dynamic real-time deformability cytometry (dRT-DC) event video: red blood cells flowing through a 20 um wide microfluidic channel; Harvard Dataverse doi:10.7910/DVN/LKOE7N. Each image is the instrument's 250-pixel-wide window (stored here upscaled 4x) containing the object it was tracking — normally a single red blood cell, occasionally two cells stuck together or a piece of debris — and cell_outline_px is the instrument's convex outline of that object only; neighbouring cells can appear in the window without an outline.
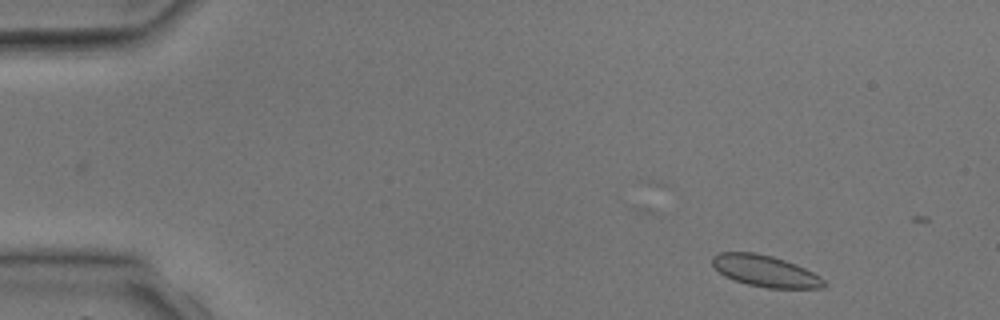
{"species": "common noctule bat (a hibernating species)", "species_latin": "Nyctalus noctula", "temperature_condition": "room temperature", "stored_images_in_passage": 3, "camera_frame_rate_fps": 3000, "um_per_image_px": 0.085, "animal": {"sex": "male", "body_mass_g": 17.9, "forearm_length_mm": 54.2}, "frame": {"image": 1, "passage_image": 1, "time_ms": 0.0, "image_size_px": [1000, 320], "cell_outline_px": [[824, 284], [820, 288], [768, 288], [748, 284], [724, 276], [712, 264], [712, 256], [720, 252], [756, 252], [772, 256], [796, 264], [820, 276], [824, 280]], "centroid_in_image_um": [65.02, 23.02], "position_along_channel_um": 20.0, "area_um2": 20.23}}